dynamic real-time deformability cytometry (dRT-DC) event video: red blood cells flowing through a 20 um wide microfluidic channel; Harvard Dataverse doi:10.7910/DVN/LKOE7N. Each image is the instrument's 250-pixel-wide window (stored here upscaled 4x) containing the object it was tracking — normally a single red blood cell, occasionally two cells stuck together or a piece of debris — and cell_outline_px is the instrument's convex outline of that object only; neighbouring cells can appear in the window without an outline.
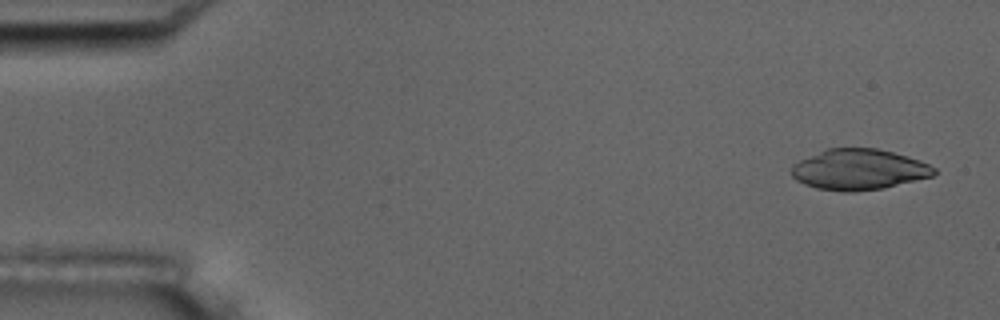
{"species": "common noctule bat (a hibernating species)", "species_latin": "Nyctalus noctula", "temperature_condition": "room temperature", "stored_images_in_passage": 7, "camera_frame_rate_fps": 3000, "um_per_image_px": 0.085, "animal": {"sex": "male", "body_mass_g": 17.5, "forearm_length_mm": 52.3}, "frame": {"image": 1, "passage_image": 1, "time_ms": 0.0, "image_size_px": [1000, 320], "cell_outline_px": [[936, 172], [932, 176], [884, 188], [852, 192], [844, 192], [816, 188], [804, 184], [796, 180], [792, 176], [792, 164], [800, 160], [828, 148], [876, 148], [892, 152], [920, 160], [936, 168]], "centroid_in_image_um": [73.0, 14.41], "position_along_channel_um": 12.0, "area_um2": 33.7}}